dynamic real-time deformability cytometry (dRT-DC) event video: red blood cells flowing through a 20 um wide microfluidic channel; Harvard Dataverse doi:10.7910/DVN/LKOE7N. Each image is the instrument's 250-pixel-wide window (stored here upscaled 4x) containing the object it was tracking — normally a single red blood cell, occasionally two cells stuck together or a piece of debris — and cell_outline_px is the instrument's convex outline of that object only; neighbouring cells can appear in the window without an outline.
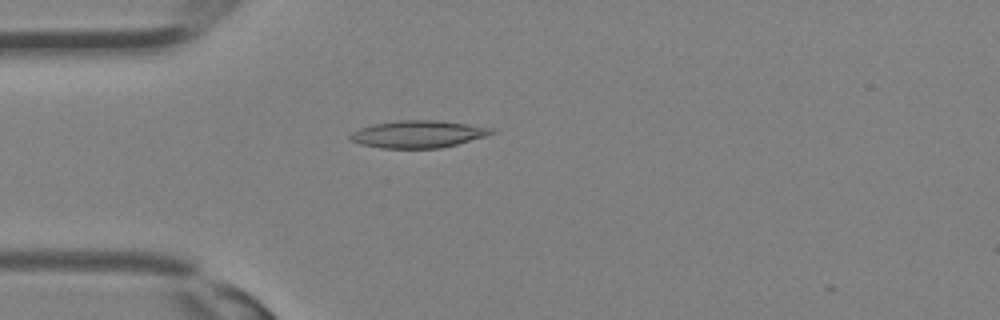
{"species": "Egyptian fruit bat (a non-hibernating species)", "species_latin": "Rousettus aegyptiacus", "temperature_condition": "room temperature", "stored_images_in_passage": 12, "camera_frame_rate_fps": 3000, "um_per_image_px": 0.085, "animal": {"sex": "female"}, "frame": {"image": 1, "passage_image": 9, "time_ms": 2.667, "image_size_px": [1000, 320], "cell_outline_px": [[496, 132], [484, 136], [456, 144], [440, 148], [380, 148], [360, 144], [348, 140], [348, 136], [352, 132], [360, 128], [376, 124], [396, 120], [436, 120], [496, 128]], "centroid_in_image_um": [35.51, 11.4], "position_along_channel_um": 49.5, "area_um2": 22.37}}
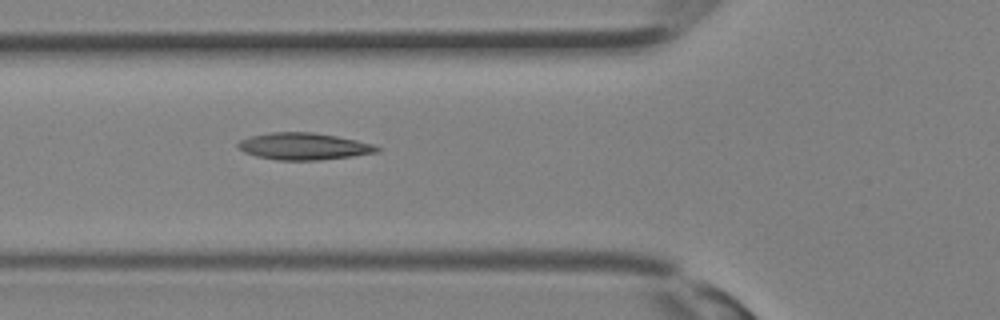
{"frame": {"image": 2, "passage_image": 12, "time_ms": 3.667, "image_size_px": [1000, 320], "cell_outline_px": [[384, 148], [376, 152], [352, 156], [320, 160], [276, 160], [256, 156], [244, 152], [236, 148], [236, 144], [240, 140], [248, 136], [272, 132], [312, 132], [336, 136], [356, 140], [372, 144]], "centroid_in_image_um": [25.77, 12.44], "position_along_channel_um": 100.0, "area_um2": 21.91}}